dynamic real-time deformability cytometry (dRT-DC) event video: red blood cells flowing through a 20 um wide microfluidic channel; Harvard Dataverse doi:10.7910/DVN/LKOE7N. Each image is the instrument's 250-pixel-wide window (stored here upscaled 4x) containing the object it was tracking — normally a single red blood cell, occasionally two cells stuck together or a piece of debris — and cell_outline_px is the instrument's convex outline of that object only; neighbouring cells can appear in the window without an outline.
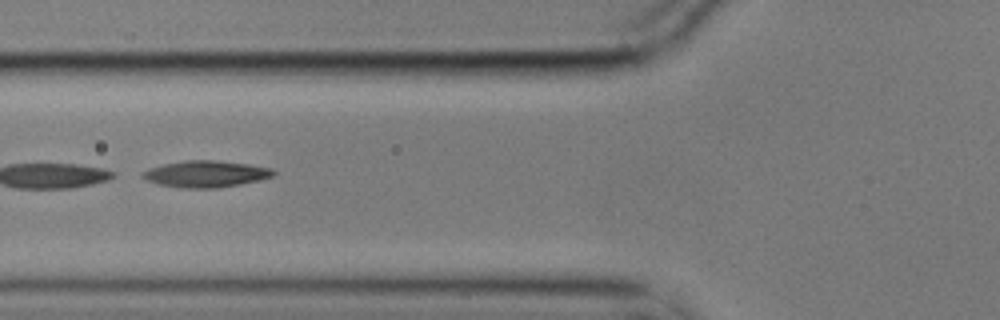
{"species": "common noctule bat (a hibernating species)", "species_latin": "Nyctalus noctula", "temperature_condition": "cold", "stored_images_in_passage": 8, "camera_frame_rate_fps": 3000, "um_per_image_px": 0.085, "animal": {"sex": "male", "body_mass_g": 17.9}, "frame": {"image": 1, "passage_image": 5, "time_ms": 1.333, "image_size_px": [1000, 320], "cell_outline_px": [[276, 176], [260, 180], [240, 184], [216, 188], [180, 188], [160, 184], [148, 180], [140, 176], [140, 172], [148, 168], [164, 164], [184, 160], [212, 160], [248, 164], [272, 168], [276, 172]], "centroid_in_image_um": [17.5, 14.78], "position_along_channel_um": 108.3, "area_um2": 20.35}}